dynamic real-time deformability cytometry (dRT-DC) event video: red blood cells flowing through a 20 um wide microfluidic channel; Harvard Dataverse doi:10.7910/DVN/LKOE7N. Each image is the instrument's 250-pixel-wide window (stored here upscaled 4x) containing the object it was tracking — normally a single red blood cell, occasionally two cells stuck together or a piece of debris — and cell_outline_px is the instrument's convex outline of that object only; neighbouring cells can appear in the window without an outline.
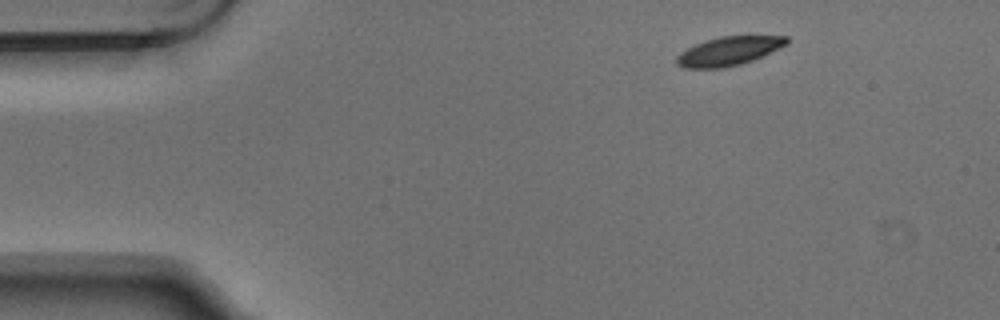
{"species": "Egyptian fruit bat (a non-hibernating species)", "species_latin": "Rousettus aegyptiacus", "temperature_condition": "warm", "stored_images_in_passage": 3, "camera_frame_rate_fps": 3000, "um_per_image_px": 0.085, "animal": {"sex": "male"}, "frame": {"image": 1, "passage_image": 1, "time_ms": 0.0, "image_size_px": [1000, 320], "cell_outline_px": [[788, 44], [752, 60], [740, 64], [724, 68], [684, 68], [676, 64], [676, 56], [680, 52], [696, 44], [720, 36], [788, 36]], "centroid_in_image_um": [61.93, 4.35], "position_along_channel_um": 23.1, "area_um2": 18.26}}